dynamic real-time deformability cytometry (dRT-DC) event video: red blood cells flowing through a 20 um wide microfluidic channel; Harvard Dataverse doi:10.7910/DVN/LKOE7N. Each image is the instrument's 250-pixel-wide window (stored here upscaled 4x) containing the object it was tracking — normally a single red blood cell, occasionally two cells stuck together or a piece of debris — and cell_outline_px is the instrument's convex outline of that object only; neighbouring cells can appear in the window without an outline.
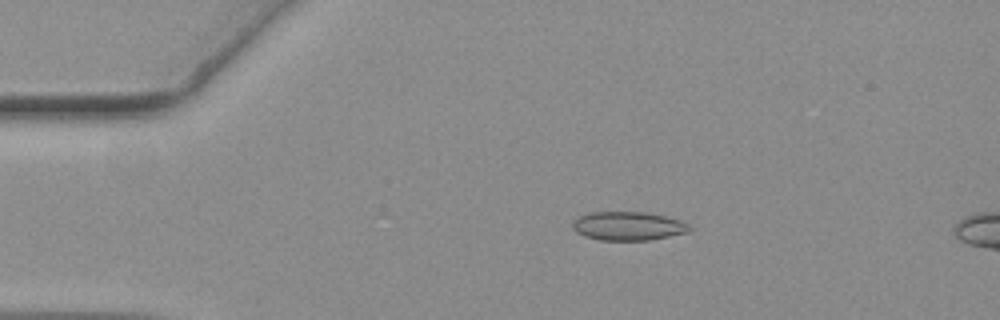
{"species": "common noctule bat (a hibernating species)", "species_latin": "Nyctalus noctula", "temperature_condition": "warm", "stored_images_in_passage": 15, "camera_frame_rate_fps": 3000, "um_per_image_px": 0.085, "animal": {"sex": "female", "body_mass_g": 19.3, "forearm_length_mm": 54.1}, "frame": {"image": 1, "passage_image": 11, "time_ms": 3.333, "image_size_px": [1000, 320], "cell_outline_px": [[692, 228], [688, 232], [648, 240], [600, 240], [584, 236], [576, 232], [572, 228], [572, 224], [580, 216], [592, 212], [644, 212], [664, 216], [680, 220], [688, 224]], "centroid_in_image_um": [53.39, 19.21], "position_along_channel_um": 31.6, "area_um2": 19.36}}